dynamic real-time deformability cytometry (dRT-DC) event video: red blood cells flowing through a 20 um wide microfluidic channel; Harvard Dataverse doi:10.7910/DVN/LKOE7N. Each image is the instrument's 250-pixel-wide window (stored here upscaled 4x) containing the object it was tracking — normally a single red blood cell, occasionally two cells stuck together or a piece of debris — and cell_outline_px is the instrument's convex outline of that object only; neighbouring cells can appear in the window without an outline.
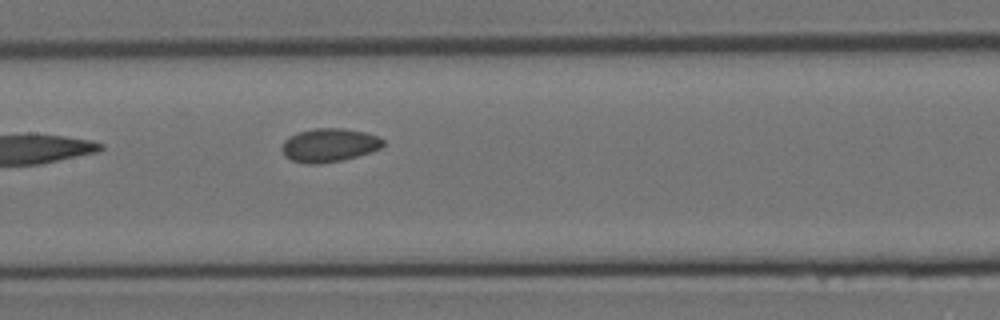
{"species": "Egyptian fruit bat (a non-hibernating species)", "species_latin": "Rousettus aegyptiacus", "temperature_condition": "room temperature", "stored_images_in_passage": 6, "camera_frame_rate_fps": 3000, "um_per_image_px": 0.085, "animal": {"sex": "female"}, "frame": {"image": 1, "passage_image": 6, "time_ms": 1.667, "image_size_px": [1000, 320], "cell_outline_px": [[384, 144], [380, 148], [356, 156], [340, 160], [320, 164], [308, 164], [292, 160], [284, 156], [280, 148], [284, 140], [288, 136], [296, 132], [316, 128], [344, 128], [364, 132], [380, 136], [384, 140]], "centroid_in_image_um": [27.94, 12.32], "position_along_channel_um": 179.5, "area_um2": 19.88}}